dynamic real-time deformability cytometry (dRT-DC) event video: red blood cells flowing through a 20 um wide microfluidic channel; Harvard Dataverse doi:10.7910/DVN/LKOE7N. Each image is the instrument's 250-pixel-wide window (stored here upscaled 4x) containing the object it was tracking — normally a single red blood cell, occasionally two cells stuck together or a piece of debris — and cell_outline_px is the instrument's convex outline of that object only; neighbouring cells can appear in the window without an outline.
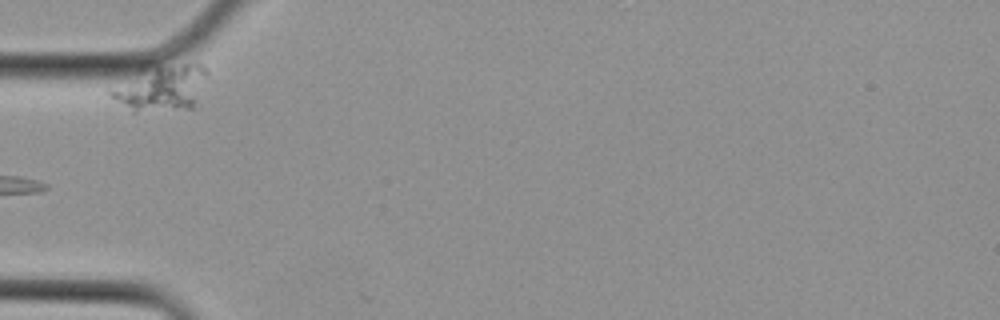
{"species": "Egyptian fruit bat (a non-hibernating species)", "species_latin": "Rousettus aegyptiacus", "temperature_condition": "cold", "stored_images_in_passage": 4, "camera_frame_rate_fps": 3000, "um_per_image_px": 0.085, "animal": {"sex": "female"}, "frame": {"image": 1, "passage_image": 2, "time_ms": 0.333, "image_size_px": [1000, 320], "cell_outline_px": [[208, 76], [196, 108], [136, 112], [132, 112], [108, 96], [108, 92], [136, 68], [148, 60], [196, 60], [204, 64], [208, 68]], "centroid_in_image_um": [13.76, 7.31], "position_along_channel_um": 71.2, "area_um2": 28.9}}